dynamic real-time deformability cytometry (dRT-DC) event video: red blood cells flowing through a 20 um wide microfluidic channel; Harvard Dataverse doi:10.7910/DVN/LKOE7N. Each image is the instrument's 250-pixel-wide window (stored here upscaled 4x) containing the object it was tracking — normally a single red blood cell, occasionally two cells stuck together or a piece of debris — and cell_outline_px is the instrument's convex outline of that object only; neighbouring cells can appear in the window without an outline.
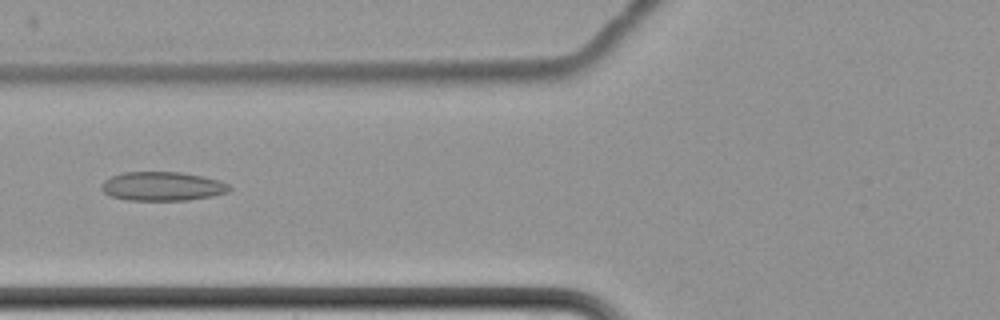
{"species": "common noctule bat (a hibernating species)", "species_latin": "Nyctalus noctula", "temperature_condition": "cold", "stored_images_in_passage": 8, "camera_frame_rate_fps": 3000, "um_per_image_px": 0.085, "animal": {"sex": "female", "body_mass_g": 22.7, "forearm_length_mm": 54.2}, "frame": {"image": 1, "passage_image": 7, "time_ms": 9.333, "image_size_px": [1000, 320], "cell_outline_px": [[232, 188], [228, 192], [212, 196], [188, 200], [128, 200], [112, 196], [104, 192], [100, 188], [104, 180], [112, 176], [124, 172], [180, 172], [204, 176], [220, 180], [228, 184]], "centroid_in_image_um": [13.83, 15.83], "position_along_channel_um": 112.0, "area_um2": 21.62}}
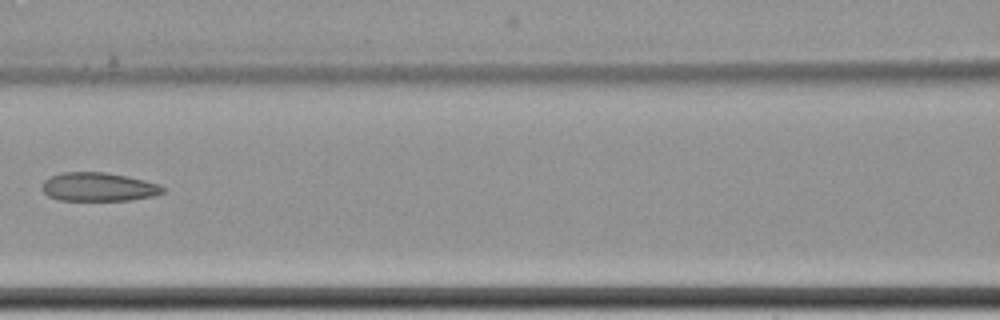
{"frame": {"image": 2, "passage_image": 8, "time_ms": 10.667, "image_size_px": [1000, 320], "cell_outline_px": [[164, 192], [152, 196], [132, 200], [60, 200], [48, 196], [40, 188], [44, 180], [52, 176], [64, 172], [104, 172], [144, 180], [160, 184], [164, 188]], "centroid_in_image_um": [8.35, 15.89], "position_along_channel_um": 158.2, "area_um2": 20.06}}